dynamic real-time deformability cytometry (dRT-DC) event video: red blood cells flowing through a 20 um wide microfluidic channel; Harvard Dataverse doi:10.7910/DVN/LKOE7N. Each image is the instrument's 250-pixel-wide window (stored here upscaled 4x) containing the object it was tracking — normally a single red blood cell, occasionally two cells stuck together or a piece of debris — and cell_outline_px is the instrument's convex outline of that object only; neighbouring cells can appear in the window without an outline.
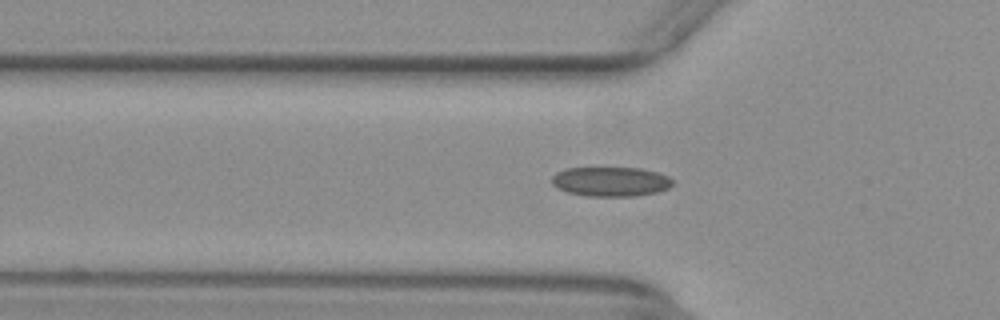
{"species": "common noctule bat (a hibernating species)", "species_latin": "Nyctalus noctula", "temperature_condition": "warm", "stored_images_in_passage": 48, "camera_frame_rate_fps": 3000, "um_per_image_px": 0.085, "animal": {"sex": "female", "body_mass_g": 29.2, "forearm_length_mm": 56.3}, "frame": {"image": 1, "passage_image": 13, "time_ms": 4.0, "image_size_px": [1000, 320], "cell_outline_px": [[672, 184], [668, 188], [656, 192], [636, 196], [588, 196], [568, 192], [556, 188], [552, 184], [552, 176], [556, 172], [564, 168], [640, 168], [656, 172], [668, 176], [672, 180]], "centroid_in_image_um": [51.87, 15.43], "position_along_channel_um": 73.9, "area_um2": 20.75}}
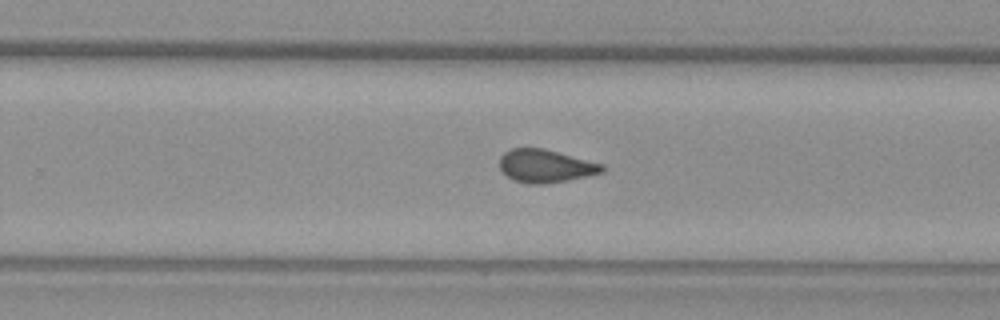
{"frame": {"image": 2, "passage_image": 29, "time_ms": 9.333, "image_size_px": [1000, 320], "cell_outline_px": [[604, 172], [588, 176], [568, 180], [544, 184], [528, 184], [512, 180], [500, 172], [500, 156], [504, 152], [512, 148], [544, 148], [604, 164]], "centroid_in_image_um": [46.35, 14.12], "position_along_channel_um": 283.5, "area_um2": 20.0}}
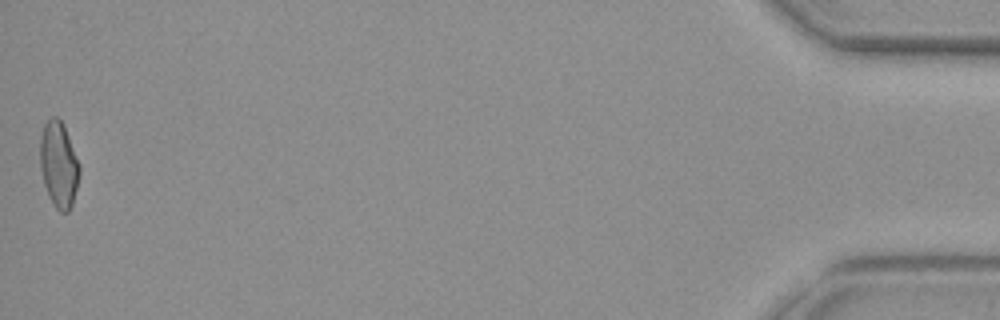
{"frame": {"image": 3, "passage_image": 48, "time_ms": 15.667, "image_size_px": [1000, 320], "cell_outline_px": [[80, 172], [72, 204], [68, 212], [60, 212], [56, 208], [44, 184], [40, 168], [40, 136], [44, 124], [52, 116], [56, 116], [64, 124], [80, 164]], "centroid_in_image_um": [4.99, 13.94], "position_along_channel_um": 430.2, "area_um2": 19.65}, "authors_computed_cell_mechanics": {"area_um2": 19.9988, "velocity_mm_per_s": 3.9243, "shape_relaxation_time_tau1_ms": null, "shape_relaxation_time_tau2_ms": 1.3383, "deformation_change_tau1": null, "deformation_change_tau2": 0.0814}}